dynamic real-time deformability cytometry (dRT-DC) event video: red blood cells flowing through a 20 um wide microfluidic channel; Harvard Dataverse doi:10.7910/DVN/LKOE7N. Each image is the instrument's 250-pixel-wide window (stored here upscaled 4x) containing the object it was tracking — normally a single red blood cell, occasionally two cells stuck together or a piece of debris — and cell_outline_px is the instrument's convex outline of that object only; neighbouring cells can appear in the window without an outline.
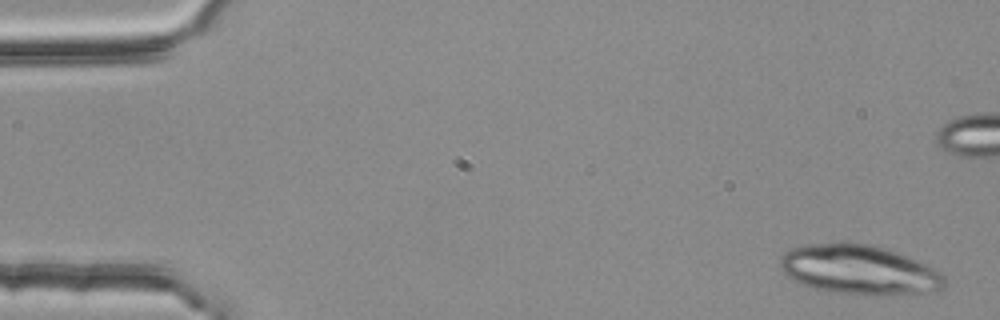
{"species": "common noctule bat (a hibernating species)", "species_latin": "Nyctalus noctula", "temperature_condition": "room temperature", "stored_images_in_passage": 4, "camera_frame_rate_fps": 3000, "um_per_image_px": 0.085, "animal": {"sex": "female", "body_mass_g": 25.1}, "frame": {"image": 1, "passage_image": 1, "time_ms": 0.0, "image_size_px": [1000, 320], "cell_outline_px": [[944, 288], [928, 292], [828, 292], [804, 284], [784, 276], [780, 268], [780, 260], [784, 252], [792, 248], [804, 244], [840, 240], [844, 240], [872, 244], [908, 256], [940, 272], [944, 276]], "centroid_in_image_um": [72.92, 22.84], "position_along_channel_um": 12.1, "area_um2": 46.76}}